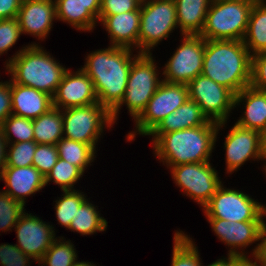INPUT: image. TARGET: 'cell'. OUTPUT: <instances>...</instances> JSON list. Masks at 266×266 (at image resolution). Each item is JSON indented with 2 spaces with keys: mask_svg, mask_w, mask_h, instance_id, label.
Instances as JSON below:
<instances>
[{
  "mask_svg": "<svg viewBox=\"0 0 266 266\" xmlns=\"http://www.w3.org/2000/svg\"><path fill=\"white\" fill-rule=\"evenodd\" d=\"M227 123L209 120L198 127L164 134H149V138L152 137L154 156L159 163L167 167L166 169L180 164L211 162L219 131L225 129Z\"/></svg>",
  "mask_w": 266,
  "mask_h": 266,
  "instance_id": "6da1fadb",
  "label": "cell"
},
{
  "mask_svg": "<svg viewBox=\"0 0 266 266\" xmlns=\"http://www.w3.org/2000/svg\"><path fill=\"white\" fill-rule=\"evenodd\" d=\"M135 50L109 45L85 55L81 69L94 84L99 104L110 112L124 97Z\"/></svg>",
  "mask_w": 266,
  "mask_h": 266,
  "instance_id": "7a4b0ae2",
  "label": "cell"
},
{
  "mask_svg": "<svg viewBox=\"0 0 266 266\" xmlns=\"http://www.w3.org/2000/svg\"><path fill=\"white\" fill-rule=\"evenodd\" d=\"M252 55L240 40H205L202 75L238 94L251 82Z\"/></svg>",
  "mask_w": 266,
  "mask_h": 266,
  "instance_id": "3957f363",
  "label": "cell"
},
{
  "mask_svg": "<svg viewBox=\"0 0 266 266\" xmlns=\"http://www.w3.org/2000/svg\"><path fill=\"white\" fill-rule=\"evenodd\" d=\"M4 67L13 83L35 88L51 97L68 70L38 42L22 45L5 60Z\"/></svg>",
  "mask_w": 266,
  "mask_h": 266,
  "instance_id": "277c9868",
  "label": "cell"
},
{
  "mask_svg": "<svg viewBox=\"0 0 266 266\" xmlns=\"http://www.w3.org/2000/svg\"><path fill=\"white\" fill-rule=\"evenodd\" d=\"M160 69L161 67L158 66L152 53H140L133 60L124 97L111 111V119L114 124H117L123 106H126L127 113L133 121L141 115L162 82Z\"/></svg>",
  "mask_w": 266,
  "mask_h": 266,
  "instance_id": "5b68a950",
  "label": "cell"
},
{
  "mask_svg": "<svg viewBox=\"0 0 266 266\" xmlns=\"http://www.w3.org/2000/svg\"><path fill=\"white\" fill-rule=\"evenodd\" d=\"M253 5L240 0H212L200 35L205 40L242 41Z\"/></svg>",
  "mask_w": 266,
  "mask_h": 266,
  "instance_id": "8992f818",
  "label": "cell"
},
{
  "mask_svg": "<svg viewBox=\"0 0 266 266\" xmlns=\"http://www.w3.org/2000/svg\"><path fill=\"white\" fill-rule=\"evenodd\" d=\"M178 28L174 0H149L140 6L138 53L151 54ZM164 39V40H163ZM152 49V50H151Z\"/></svg>",
  "mask_w": 266,
  "mask_h": 266,
  "instance_id": "52a82bcc",
  "label": "cell"
},
{
  "mask_svg": "<svg viewBox=\"0 0 266 266\" xmlns=\"http://www.w3.org/2000/svg\"><path fill=\"white\" fill-rule=\"evenodd\" d=\"M62 116L63 137L89 144L95 150L105 129L114 126L111 112L99 103L64 109Z\"/></svg>",
  "mask_w": 266,
  "mask_h": 266,
  "instance_id": "ba28073f",
  "label": "cell"
},
{
  "mask_svg": "<svg viewBox=\"0 0 266 266\" xmlns=\"http://www.w3.org/2000/svg\"><path fill=\"white\" fill-rule=\"evenodd\" d=\"M224 183L202 208L204 216L233 222L262 221L266 213V204H262L242 190L227 188Z\"/></svg>",
  "mask_w": 266,
  "mask_h": 266,
  "instance_id": "9c48e42d",
  "label": "cell"
},
{
  "mask_svg": "<svg viewBox=\"0 0 266 266\" xmlns=\"http://www.w3.org/2000/svg\"><path fill=\"white\" fill-rule=\"evenodd\" d=\"M189 99L187 84L162 80L146 109L134 121V131L125 137L127 142L135 141L136 135L148 136L169 114L176 111Z\"/></svg>",
  "mask_w": 266,
  "mask_h": 266,
  "instance_id": "30bf717a",
  "label": "cell"
},
{
  "mask_svg": "<svg viewBox=\"0 0 266 266\" xmlns=\"http://www.w3.org/2000/svg\"><path fill=\"white\" fill-rule=\"evenodd\" d=\"M169 171L173 183L181 189L182 195L204 207L218 187L223 183L219 172L210 162H198L171 166Z\"/></svg>",
  "mask_w": 266,
  "mask_h": 266,
  "instance_id": "8fae6325",
  "label": "cell"
},
{
  "mask_svg": "<svg viewBox=\"0 0 266 266\" xmlns=\"http://www.w3.org/2000/svg\"><path fill=\"white\" fill-rule=\"evenodd\" d=\"M180 37L181 43L162 66V80L188 84L202 73L205 39L201 35H181Z\"/></svg>",
  "mask_w": 266,
  "mask_h": 266,
  "instance_id": "7c38bea8",
  "label": "cell"
},
{
  "mask_svg": "<svg viewBox=\"0 0 266 266\" xmlns=\"http://www.w3.org/2000/svg\"><path fill=\"white\" fill-rule=\"evenodd\" d=\"M189 99L195 101L208 120L228 121L234 108L235 95L224 86L200 74L187 84Z\"/></svg>",
  "mask_w": 266,
  "mask_h": 266,
  "instance_id": "4fadbf2b",
  "label": "cell"
},
{
  "mask_svg": "<svg viewBox=\"0 0 266 266\" xmlns=\"http://www.w3.org/2000/svg\"><path fill=\"white\" fill-rule=\"evenodd\" d=\"M218 240L228 246V255H255L259 246L262 221L233 222L219 218H206ZM256 244L251 251L247 248ZM247 250V251H246Z\"/></svg>",
  "mask_w": 266,
  "mask_h": 266,
  "instance_id": "5bb4252c",
  "label": "cell"
},
{
  "mask_svg": "<svg viewBox=\"0 0 266 266\" xmlns=\"http://www.w3.org/2000/svg\"><path fill=\"white\" fill-rule=\"evenodd\" d=\"M223 143L225 174L231 175L237 172L248 161L262 162L261 133L259 131L233 124Z\"/></svg>",
  "mask_w": 266,
  "mask_h": 266,
  "instance_id": "9a60e30c",
  "label": "cell"
},
{
  "mask_svg": "<svg viewBox=\"0 0 266 266\" xmlns=\"http://www.w3.org/2000/svg\"><path fill=\"white\" fill-rule=\"evenodd\" d=\"M16 245L38 262L57 238L56 229L50 222L29 212L24 213L14 227Z\"/></svg>",
  "mask_w": 266,
  "mask_h": 266,
  "instance_id": "2e32d148",
  "label": "cell"
},
{
  "mask_svg": "<svg viewBox=\"0 0 266 266\" xmlns=\"http://www.w3.org/2000/svg\"><path fill=\"white\" fill-rule=\"evenodd\" d=\"M65 72L53 97V107L64 110L99 103L92 80L78 68L77 71Z\"/></svg>",
  "mask_w": 266,
  "mask_h": 266,
  "instance_id": "e0dca14e",
  "label": "cell"
},
{
  "mask_svg": "<svg viewBox=\"0 0 266 266\" xmlns=\"http://www.w3.org/2000/svg\"><path fill=\"white\" fill-rule=\"evenodd\" d=\"M17 20L22 35L45 41L57 21L55 0H23Z\"/></svg>",
  "mask_w": 266,
  "mask_h": 266,
  "instance_id": "ac0fdd59",
  "label": "cell"
},
{
  "mask_svg": "<svg viewBox=\"0 0 266 266\" xmlns=\"http://www.w3.org/2000/svg\"><path fill=\"white\" fill-rule=\"evenodd\" d=\"M98 24L106 30L110 39L109 45L138 52L140 8L116 15H99Z\"/></svg>",
  "mask_w": 266,
  "mask_h": 266,
  "instance_id": "d6986e66",
  "label": "cell"
},
{
  "mask_svg": "<svg viewBox=\"0 0 266 266\" xmlns=\"http://www.w3.org/2000/svg\"><path fill=\"white\" fill-rule=\"evenodd\" d=\"M3 181L4 192L8 193L14 200L26 205L27 197L45 189V176H43L33 165L27 167L5 166L0 174Z\"/></svg>",
  "mask_w": 266,
  "mask_h": 266,
  "instance_id": "ffe728a7",
  "label": "cell"
},
{
  "mask_svg": "<svg viewBox=\"0 0 266 266\" xmlns=\"http://www.w3.org/2000/svg\"><path fill=\"white\" fill-rule=\"evenodd\" d=\"M237 106L242 108L243 113L235 122L236 125L260 133L266 131V91L245 87L235 95L234 108Z\"/></svg>",
  "mask_w": 266,
  "mask_h": 266,
  "instance_id": "44dd1931",
  "label": "cell"
},
{
  "mask_svg": "<svg viewBox=\"0 0 266 266\" xmlns=\"http://www.w3.org/2000/svg\"><path fill=\"white\" fill-rule=\"evenodd\" d=\"M12 114L36 119L53 107L52 97L35 88L11 81Z\"/></svg>",
  "mask_w": 266,
  "mask_h": 266,
  "instance_id": "7402d4cb",
  "label": "cell"
},
{
  "mask_svg": "<svg viewBox=\"0 0 266 266\" xmlns=\"http://www.w3.org/2000/svg\"><path fill=\"white\" fill-rule=\"evenodd\" d=\"M209 120L200 106L188 99L176 111L166 116L150 134H164L205 125Z\"/></svg>",
  "mask_w": 266,
  "mask_h": 266,
  "instance_id": "603a6c76",
  "label": "cell"
},
{
  "mask_svg": "<svg viewBox=\"0 0 266 266\" xmlns=\"http://www.w3.org/2000/svg\"><path fill=\"white\" fill-rule=\"evenodd\" d=\"M181 35H200L212 0H174Z\"/></svg>",
  "mask_w": 266,
  "mask_h": 266,
  "instance_id": "cb8c5ba5",
  "label": "cell"
},
{
  "mask_svg": "<svg viewBox=\"0 0 266 266\" xmlns=\"http://www.w3.org/2000/svg\"><path fill=\"white\" fill-rule=\"evenodd\" d=\"M57 21L72 26L77 31L93 32L98 19L80 0H55Z\"/></svg>",
  "mask_w": 266,
  "mask_h": 266,
  "instance_id": "d4e9b609",
  "label": "cell"
},
{
  "mask_svg": "<svg viewBox=\"0 0 266 266\" xmlns=\"http://www.w3.org/2000/svg\"><path fill=\"white\" fill-rule=\"evenodd\" d=\"M242 41L252 56L266 52V0L253 5Z\"/></svg>",
  "mask_w": 266,
  "mask_h": 266,
  "instance_id": "484cf974",
  "label": "cell"
},
{
  "mask_svg": "<svg viewBox=\"0 0 266 266\" xmlns=\"http://www.w3.org/2000/svg\"><path fill=\"white\" fill-rule=\"evenodd\" d=\"M90 198H87L79 207L75 217H73L67 230L86 236L106 231L108 227L107 220L98 210L99 206H95Z\"/></svg>",
  "mask_w": 266,
  "mask_h": 266,
  "instance_id": "4316f807",
  "label": "cell"
},
{
  "mask_svg": "<svg viewBox=\"0 0 266 266\" xmlns=\"http://www.w3.org/2000/svg\"><path fill=\"white\" fill-rule=\"evenodd\" d=\"M33 122L34 141L37 144L56 145L63 138L62 110L52 107Z\"/></svg>",
  "mask_w": 266,
  "mask_h": 266,
  "instance_id": "83f0119b",
  "label": "cell"
},
{
  "mask_svg": "<svg viewBox=\"0 0 266 266\" xmlns=\"http://www.w3.org/2000/svg\"><path fill=\"white\" fill-rule=\"evenodd\" d=\"M56 147L59 158L79 167L84 173L97 157V150L91 145L64 137Z\"/></svg>",
  "mask_w": 266,
  "mask_h": 266,
  "instance_id": "f1b7e54d",
  "label": "cell"
},
{
  "mask_svg": "<svg viewBox=\"0 0 266 266\" xmlns=\"http://www.w3.org/2000/svg\"><path fill=\"white\" fill-rule=\"evenodd\" d=\"M192 238L185 231L175 230L170 266H202L200 251Z\"/></svg>",
  "mask_w": 266,
  "mask_h": 266,
  "instance_id": "f546056e",
  "label": "cell"
},
{
  "mask_svg": "<svg viewBox=\"0 0 266 266\" xmlns=\"http://www.w3.org/2000/svg\"><path fill=\"white\" fill-rule=\"evenodd\" d=\"M74 247L70 239L58 236L37 262L38 266H72L78 259V252Z\"/></svg>",
  "mask_w": 266,
  "mask_h": 266,
  "instance_id": "4dcf8cb0",
  "label": "cell"
},
{
  "mask_svg": "<svg viewBox=\"0 0 266 266\" xmlns=\"http://www.w3.org/2000/svg\"><path fill=\"white\" fill-rule=\"evenodd\" d=\"M61 192H63L61 197H57L55 200V215L58 225L67 230L79 207L88 196L87 193L85 194L82 190L78 189L63 190Z\"/></svg>",
  "mask_w": 266,
  "mask_h": 266,
  "instance_id": "1f68e13d",
  "label": "cell"
},
{
  "mask_svg": "<svg viewBox=\"0 0 266 266\" xmlns=\"http://www.w3.org/2000/svg\"><path fill=\"white\" fill-rule=\"evenodd\" d=\"M83 176L84 172L79 167L58 158L52 170L45 177V185L53 182L60 187L61 191L74 190L76 189L74 185L82 180Z\"/></svg>",
  "mask_w": 266,
  "mask_h": 266,
  "instance_id": "d6a6232c",
  "label": "cell"
},
{
  "mask_svg": "<svg viewBox=\"0 0 266 266\" xmlns=\"http://www.w3.org/2000/svg\"><path fill=\"white\" fill-rule=\"evenodd\" d=\"M1 129L7 143L34 141L32 119L11 114L4 120Z\"/></svg>",
  "mask_w": 266,
  "mask_h": 266,
  "instance_id": "836d02e7",
  "label": "cell"
},
{
  "mask_svg": "<svg viewBox=\"0 0 266 266\" xmlns=\"http://www.w3.org/2000/svg\"><path fill=\"white\" fill-rule=\"evenodd\" d=\"M25 205L14 200L3 189L0 191V231L12 232L18 220L25 213Z\"/></svg>",
  "mask_w": 266,
  "mask_h": 266,
  "instance_id": "e575fe53",
  "label": "cell"
},
{
  "mask_svg": "<svg viewBox=\"0 0 266 266\" xmlns=\"http://www.w3.org/2000/svg\"><path fill=\"white\" fill-rule=\"evenodd\" d=\"M36 147L37 143L35 141L7 143L6 166H31Z\"/></svg>",
  "mask_w": 266,
  "mask_h": 266,
  "instance_id": "d590c367",
  "label": "cell"
},
{
  "mask_svg": "<svg viewBox=\"0 0 266 266\" xmlns=\"http://www.w3.org/2000/svg\"><path fill=\"white\" fill-rule=\"evenodd\" d=\"M59 158L56 145L37 144L32 165L46 177Z\"/></svg>",
  "mask_w": 266,
  "mask_h": 266,
  "instance_id": "8d00e7d4",
  "label": "cell"
},
{
  "mask_svg": "<svg viewBox=\"0 0 266 266\" xmlns=\"http://www.w3.org/2000/svg\"><path fill=\"white\" fill-rule=\"evenodd\" d=\"M20 25L17 18L0 20V57L7 54L21 37Z\"/></svg>",
  "mask_w": 266,
  "mask_h": 266,
  "instance_id": "74e56055",
  "label": "cell"
},
{
  "mask_svg": "<svg viewBox=\"0 0 266 266\" xmlns=\"http://www.w3.org/2000/svg\"><path fill=\"white\" fill-rule=\"evenodd\" d=\"M33 261L37 263L31 256L25 254L16 244H0L1 266H31Z\"/></svg>",
  "mask_w": 266,
  "mask_h": 266,
  "instance_id": "f35d334b",
  "label": "cell"
},
{
  "mask_svg": "<svg viewBox=\"0 0 266 266\" xmlns=\"http://www.w3.org/2000/svg\"><path fill=\"white\" fill-rule=\"evenodd\" d=\"M250 86L266 91V52L252 56Z\"/></svg>",
  "mask_w": 266,
  "mask_h": 266,
  "instance_id": "ab89813d",
  "label": "cell"
},
{
  "mask_svg": "<svg viewBox=\"0 0 266 266\" xmlns=\"http://www.w3.org/2000/svg\"><path fill=\"white\" fill-rule=\"evenodd\" d=\"M140 0H101L99 15H116L123 12L138 10Z\"/></svg>",
  "mask_w": 266,
  "mask_h": 266,
  "instance_id": "60d3db41",
  "label": "cell"
},
{
  "mask_svg": "<svg viewBox=\"0 0 266 266\" xmlns=\"http://www.w3.org/2000/svg\"><path fill=\"white\" fill-rule=\"evenodd\" d=\"M12 114L11 80L0 81V127L4 120Z\"/></svg>",
  "mask_w": 266,
  "mask_h": 266,
  "instance_id": "b9f144b4",
  "label": "cell"
},
{
  "mask_svg": "<svg viewBox=\"0 0 266 266\" xmlns=\"http://www.w3.org/2000/svg\"><path fill=\"white\" fill-rule=\"evenodd\" d=\"M23 0H0V20L17 18Z\"/></svg>",
  "mask_w": 266,
  "mask_h": 266,
  "instance_id": "7bdbcfd3",
  "label": "cell"
},
{
  "mask_svg": "<svg viewBox=\"0 0 266 266\" xmlns=\"http://www.w3.org/2000/svg\"><path fill=\"white\" fill-rule=\"evenodd\" d=\"M232 266H266V265L256 255L250 254V255H232Z\"/></svg>",
  "mask_w": 266,
  "mask_h": 266,
  "instance_id": "ee69618b",
  "label": "cell"
},
{
  "mask_svg": "<svg viewBox=\"0 0 266 266\" xmlns=\"http://www.w3.org/2000/svg\"><path fill=\"white\" fill-rule=\"evenodd\" d=\"M259 246L255 254L266 265V213L262 219L259 231Z\"/></svg>",
  "mask_w": 266,
  "mask_h": 266,
  "instance_id": "f6af8a7d",
  "label": "cell"
},
{
  "mask_svg": "<svg viewBox=\"0 0 266 266\" xmlns=\"http://www.w3.org/2000/svg\"><path fill=\"white\" fill-rule=\"evenodd\" d=\"M6 149H7V142L3 137V132L0 127V174L2 170L6 166Z\"/></svg>",
  "mask_w": 266,
  "mask_h": 266,
  "instance_id": "bcb514c9",
  "label": "cell"
},
{
  "mask_svg": "<svg viewBox=\"0 0 266 266\" xmlns=\"http://www.w3.org/2000/svg\"><path fill=\"white\" fill-rule=\"evenodd\" d=\"M86 8L99 19L101 0H80Z\"/></svg>",
  "mask_w": 266,
  "mask_h": 266,
  "instance_id": "7dc6e473",
  "label": "cell"
},
{
  "mask_svg": "<svg viewBox=\"0 0 266 266\" xmlns=\"http://www.w3.org/2000/svg\"><path fill=\"white\" fill-rule=\"evenodd\" d=\"M261 155H262V161L263 164L260 168H263L261 169L262 171H264L263 174L266 173V131H263L261 133Z\"/></svg>",
  "mask_w": 266,
  "mask_h": 266,
  "instance_id": "c3c4849f",
  "label": "cell"
},
{
  "mask_svg": "<svg viewBox=\"0 0 266 266\" xmlns=\"http://www.w3.org/2000/svg\"><path fill=\"white\" fill-rule=\"evenodd\" d=\"M226 257H220L216 261L212 262L211 264H208L207 266H232V255L226 254ZM202 266H206L203 265Z\"/></svg>",
  "mask_w": 266,
  "mask_h": 266,
  "instance_id": "681fc988",
  "label": "cell"
},
{
  "mask_svg": "<svg viewBox=\"0 0 266 266\" xmlns=\"http://www.w3.org/2000/svg\"><path fill=\"white\" fill-rule=\"evenodd\" d=\"M72 266H97V264L92 261L89 262L88 260L87 261L77 260Z\"/></svg>",
  "mask_w": 266,
  "mask_h": 266,
  "instance_id": "f907efd6",
  "label": "cell"
},
{
  "mask_svg": "<svg viewBox=\"0 0 266 266\" xmlns=\"http://www.w3.org/2000/svg\"><path fill=\"white\" fill-rule=\"evenodd\" d=\"M240 1H245V2H252V3H257V2H261V1H264V0H240Z\"/></svg>",
  "mask_w": 266,
  "mask_h": 266,
  "instance_id": "816d5d0a",
  "label": "cell"
}]
</instances>
